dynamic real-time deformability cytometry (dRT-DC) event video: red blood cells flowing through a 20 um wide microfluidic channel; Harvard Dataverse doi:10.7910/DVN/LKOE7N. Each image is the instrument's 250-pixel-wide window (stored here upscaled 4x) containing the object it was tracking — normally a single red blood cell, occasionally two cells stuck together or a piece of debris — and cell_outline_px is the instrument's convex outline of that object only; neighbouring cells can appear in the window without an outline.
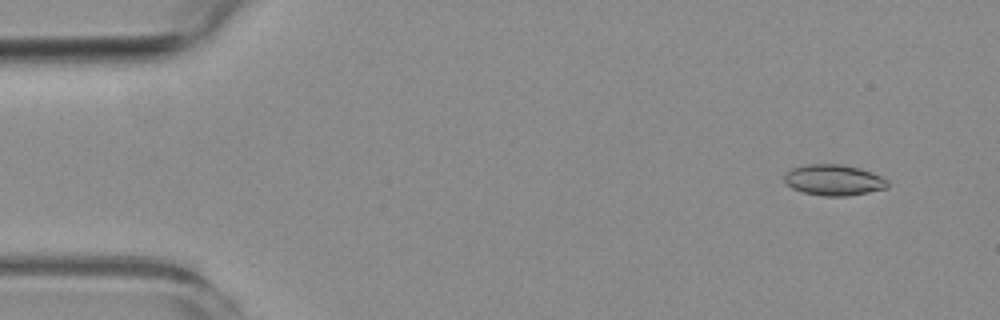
{"species": "common noctule bat (a hibernating species)", "species_latin": "Nyctalus noctula", "temperature_condition": "room temperature", "stored_images_in_passage": 4, "camera_frame_rate_fps": 3000, "um_per_image_px": 0.085, "animal": {"sex": "female", "body_mass_g": 19.3, "forearm_length_mm": 54.1}, "frame": {"image": 1, "passage_image": 1, "time_ms": 0.0, "image_size_px": [1000, 320], "cell_outline_px": [[888, 188], [848, 196], [824, 196], [804, 192], [792, 188], [784, 180], [784, 176], [792, 168], [808, 164], [840, 164], [860, 168], [872, 172], [888, 180]], "centroid_in_image_um": [70.9, 15.3], "position_along_channel_um": 14.1, "area_um2": 18.5}}